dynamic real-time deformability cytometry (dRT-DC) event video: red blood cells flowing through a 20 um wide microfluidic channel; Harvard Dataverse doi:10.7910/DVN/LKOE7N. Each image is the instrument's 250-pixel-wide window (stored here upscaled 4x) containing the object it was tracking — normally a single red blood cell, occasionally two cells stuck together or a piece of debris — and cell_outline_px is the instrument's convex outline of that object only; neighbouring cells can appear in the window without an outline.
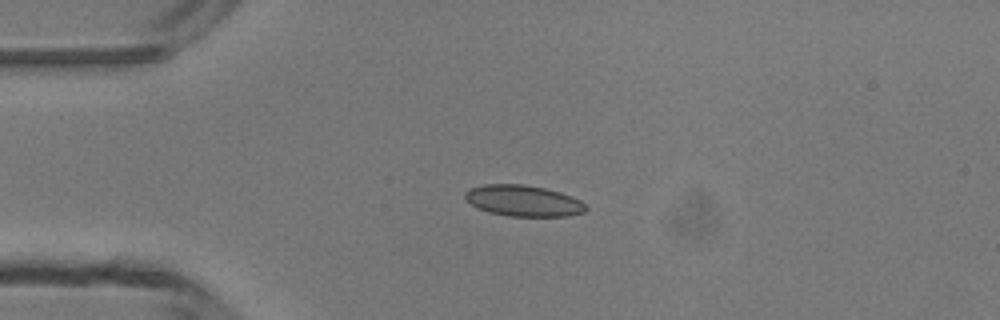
{"species": "common noctule bat (a hibernating species)", "species_latin": "Nyctalus noctula", "temperature_condition": "room temperature", "stored_images_in_passage": 38, "camera_frame_rate_fps": 3000, "um_per_image_px": 0.085, "animal": {"sex": "male", "body_mass_g": 13.3}, "frame": {"image": 1, "passage_image": 1, "time_ms": 0.0, "image_size_px": [1000, 320], "cell_outline_px": [[588, 208], [584, 212], [568, 216], [508, 216], [488, 212], [476, 208], [464, 196], [464, 192], [468, 188], [484, 184], [520, 184], [544, 188], [560, 192], [572, 196], [580, 200]], "centroid_in_image_um": [44.46, 17.06], "position_along_channel_um": 40.5, "area_um2": 21.96}}
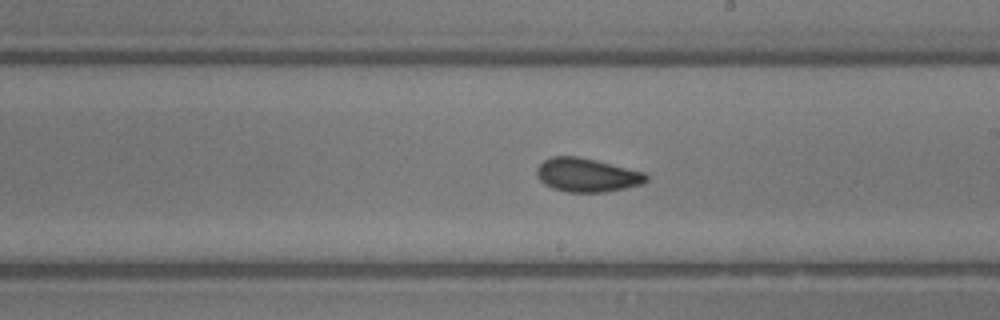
{"frame": {"image": 2, "passage_image": 17, "time_ms": 5.333, "image_size_px": [1000, 320], "cell_outline_px": [[648, 180], [640, 184], [624, 188], [604, 192], [568, 192], [552, 188], [544, 184], [540, 180], [536, 172], [536, 168], [544, 160], [552, 156], [580, 156], [644, 172], [648, 176]], "centroid_in_image_um": [49.86, 14.87], "position_along_channel_um": 239.1, "area_um2": 21.44}}
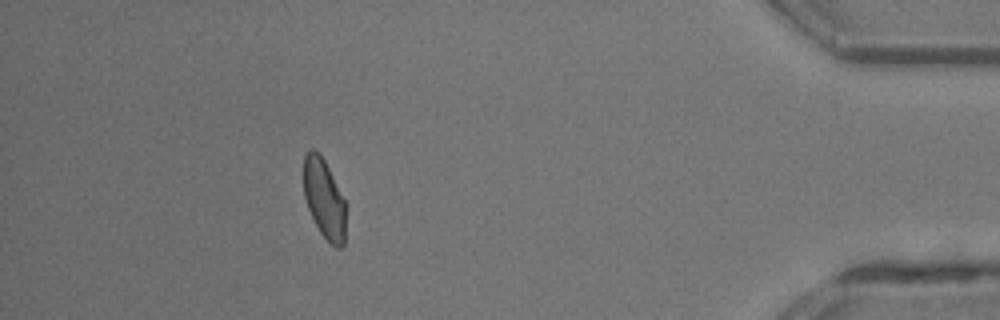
{"frame": {"image": 3, "passage_image": 33, "time_ms": 10.667, "image_size_px": [1000, 320], "cell_outline_px": [[344, 244], [340, 248], [336, 248], [320, 232], [308, 208], [304, 196], [304, 156], [312, 148], [320, 152], [344, 200]], "centroid_in_image_um": [27.53, 16.87], "position_along_channel_um": 407.7, "area_um2": 18.96}, "authors_computed_cell_mechanics": {"area_um2": 20.8947, "velocity_mm_per_s": 4.212, "shape_relaxation_time_tau1_ms": 3.4022, "shape_relaxation_time_tau2_ms": 1.4284, "deformation_change_tau1": 0.1001, "deformation_change_tau2": 0.0521}}